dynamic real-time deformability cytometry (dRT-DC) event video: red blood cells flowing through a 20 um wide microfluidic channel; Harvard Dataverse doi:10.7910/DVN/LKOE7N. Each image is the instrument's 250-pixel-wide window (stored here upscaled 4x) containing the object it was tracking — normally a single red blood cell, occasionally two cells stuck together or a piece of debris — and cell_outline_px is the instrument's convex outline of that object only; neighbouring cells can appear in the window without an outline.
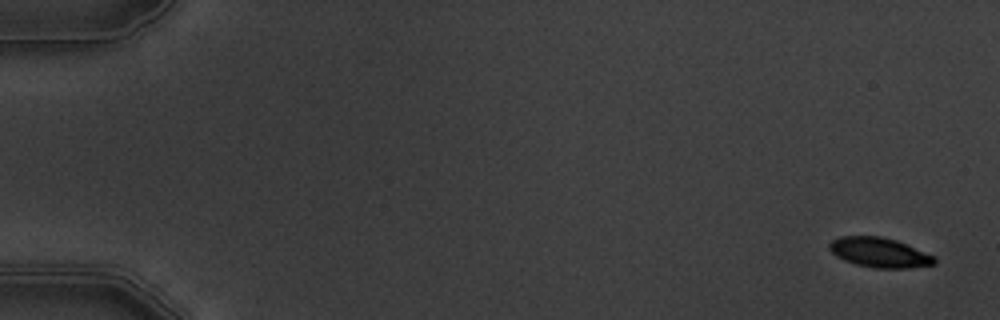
{"species": "common noctule bat (a hibernating species)", "species_latin": "Nyctalus noctula", "temperature_condition": "warm", "stored_images_in_passage": 7, "camera_frame_rate_fps": 3000, "um_per_image_px": 0.085, "animal": {"sex": "male", "body_mass_g": 19.5, "forearm_length_mm": 54.6}, "frame": {"image": 1, "passage_image": 1, "time_ms": 0.0, "image_size_px": [1000, 320], "cell_outline_px": [[936, 264], [908, 268], [872, 268], [856, 264], [844, 260], [836, 256], [828, 248], [828, 244], [832, 240], [840, 236], [880, 236], [896, 240], [936, 256]], "centroid_in_image_um": [74.76, 21.46], "position_along_channel_um": 10.2, "area_um2": 18.32}}
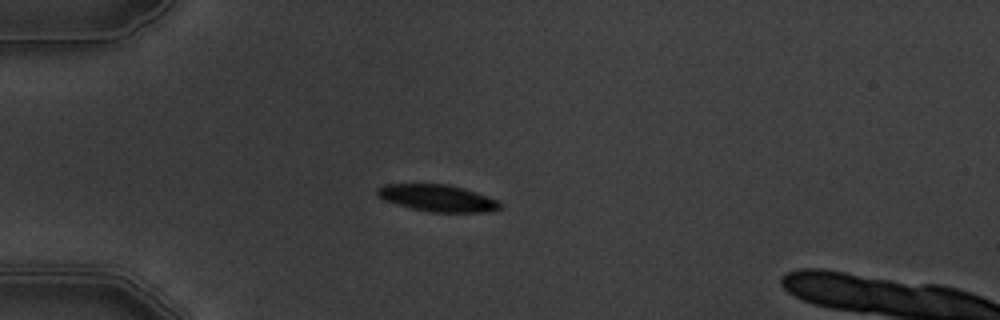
{"frame": {"image": 2, "passage_image": 5, "time_ms": 4.667, "image_size_px": [1000, 320], "cell_outline_px": [[504, 208], [488, 212], [428, 212], [396, 204], [384, 200], [376, 196], [376, 188], [384, 184], [448, 184], [464, 188], [500, 200], [504, 204]], "centroid_in_image_um": [37.23, 16.84], "position_along_channel_um": 47.8, "area_um2": 19.59}}